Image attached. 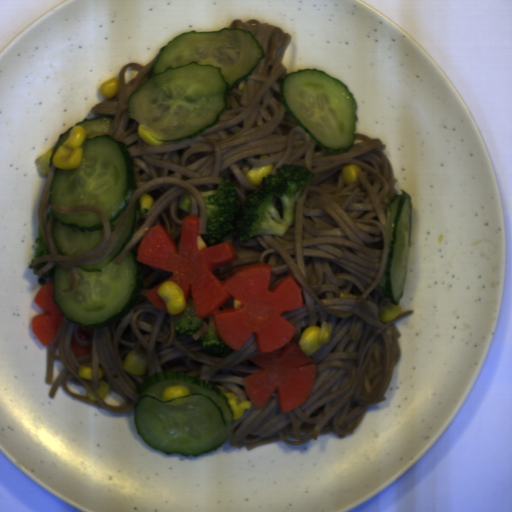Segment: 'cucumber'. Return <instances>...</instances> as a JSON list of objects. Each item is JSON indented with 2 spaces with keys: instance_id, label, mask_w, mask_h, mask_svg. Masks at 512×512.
Listing matches in <instances>:
<instances>
[{
  "instance_id": "8b760119",
  "label": "cucumber",
  "mask_w": 512,
  "mask_h": 512,
  "mask_svg": "<svg viewBox=\"0 0 512 512\" xmlns=\"http://www.w3.org/2000/svg\"><path fill=\"white\" fill-rule=\"evenodd\" d=\"M262 57L263 48L249 31L182 32L160 48L148 80L130 95L129 118L157 141L200 136L217 124L230 89Z\"/></svg>"
},
{
  "instance_id": "586b57bf",
  "label": "cucumber",
  "mask_w": 512,
  "mask_h": 512,
  "mask_svg": "<svg viewBox=\"0 0 512 512\" xmlns=\"http://www.w3.org/2000/svg\"><path fill=\"white\" fill-rule=\"evenodd\" d=\"M189 386L191 394L163 401L164 387ZM133 406L137 434L166 455L197 457L217 451L235 425L232 405L222 389L182 372H155L136 387Z\"/></svg>"
},
{
  "instance_id": "888e309b",
  "label": "cucumber",
  "mask_w": 512,
  "mask_h": 512,
  "mask_svg": "<svg viewBox=\"0 0 512 512\" xmlns=\"http://www.w3.org/2000/svg\"><path fill=\"white\" fill-rule=\"evenodd\" d=\"M141 216V205L135 199L111 251L91 265H75L76 286L64 292L71 283V271L56 264L52 275L53 301L68 322L85 329L106 327L127 316L137 304L143 288L144 274L136 261V253L120 256L131 241Z\"/></svg>"
},
{
  "instance_id": "2a18db57",
  "label": "cucumber",
  "mask_w": 512,
  "mask_h": 512,
  "mask_svg": "<svg viewBox=\"0 0 512 512\" xmlns=\"http://www.w3.org/2000/svg\"><path fill=\"white\" fill-rule=\"evenodd\" d=\"M113 124V117L102 115L76 125L86 133L80 146L82 161L71 170L55 166L49 194L52 205L100 207L111 232L116 230L137 188L126 143L110 136Z\"/></svg>"
},
{
  "instance_id": "734fbe4a",
  "label": "cucumber",
  "mask_w": 512,
  "mask_h": 512,
  "mask_svg": "<svg viewBox=\"0 0 512 512\" xmlns=\"http://www.w3.org/2000/svg\"><path fill=\"white\" fill-rule=\"evenodd\" d=\"M285 110L323 149L352 148L357 130L356 99L345 83L318 69L298 70L279 82Z\"/></svg>"
},
{
  "instance_id": "9523449b",
  "label": "cucumber",
  "mask_w": 512,
  "mask_h": 512,
  "mask_svg": "<svg viewBox=\"0 0 512 512\" xmlns=\"http://www.w3.org/2000/svg\"><path fill=\"white\" fill-rule=\"evenodd\" d=\"M412 196L403 190L393 194L386 210L387 257L378 282L388 302L399 305L406 288L412 248Z\"/></svg>"
},
{
  "instance_id": "570f5f39",
  "label": "cucumber",
  "mask_w": 512,
  "mask_h": 512,
  "mask_svg": "<svg viewBox=\"0 0 512 512\" xmlns=\"http://www.w3.org/2000/svg\"><path fill=\"white\" fill-rule=\"evenodd\" d=\"M51 215V237L60 255L79 257L102 241L103 228L99 214L85 210L57 213L49 206L46 223Z\"/></svg>"
},
{
  "instance_id": "eb4e599e",
  "label": "cucumber",
  "mask_w": 512,
  "mask_h": 512,
  "mask_svg": "<svg viewBox=\"0 0 512 512\" xmlns=\"http://www.w3.org/2000/svg\"><path fill=\"white\" fill-rule=\"evenodd\" d=\"M73 127H71L70 129H68L67 131H65L64 133L62 134H59V137H58V140L55 144V146L53 147L54 148V151L49 159V163H48V166H51L53 164V157L55 155V153L58 151L59 147L61 145H63V143L67 140L71 130H72Z\"/></svg>"
}]
</instances>
